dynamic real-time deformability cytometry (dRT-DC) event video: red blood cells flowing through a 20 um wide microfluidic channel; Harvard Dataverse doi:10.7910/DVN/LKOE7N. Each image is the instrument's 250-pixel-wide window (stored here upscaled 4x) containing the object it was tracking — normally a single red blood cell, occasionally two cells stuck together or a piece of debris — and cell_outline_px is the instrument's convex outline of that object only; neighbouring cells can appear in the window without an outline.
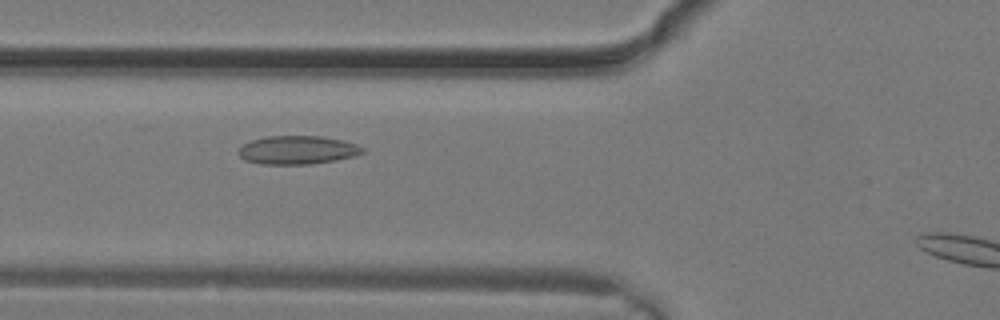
{"species": "common noctule bat (a hibernating species)", "species_latin": "Nyctalus noctula", "temperature_condition": "warm", "stored_images_in_passage": 19, "camera_frame_rate_fps": 3000, "um_per_image_px": 0.085, "animal": {"sex": "male", "body_mass_g": 19.2, "forearm_length_mm": 51.8}, "frame": {"image": 1, "passage_image": 12, "time_ms": 3.667, "image_size_px": [1000, 320], "cell_outline_px": [[364, 152], [352, 156], [336, 160], [312, 164], [260, 164], [244, 160], [236, 152], [244, 144], [252, 140], [268, 136], [320, 136], [340, 140], [356, 144], [364, 148]], "centroid_in_image_um": [25.25, 12.76], "position_along_channel_um": 100.5, "area_um2": 20.46}}
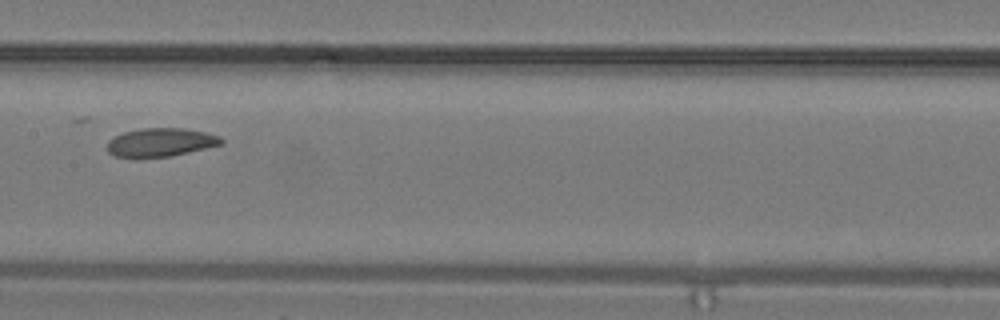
{"frame": {"image": 2, "passage_image": 16, "time_ms": 5.0, "image_size_px": [1000, 320], "cell_outline_px": [[224, 144], [172, 156], [136, 160], [132, 160], [112, 156], [108, 152], [108, 140], [124, 132], [144, 128], [184, 128], [204, 132], [220, 136], [224, 140]], "centroid_in_image_um": [13.62, 12.15], "position_along_channel_um": 193.8, "area_um2": 19.59}}
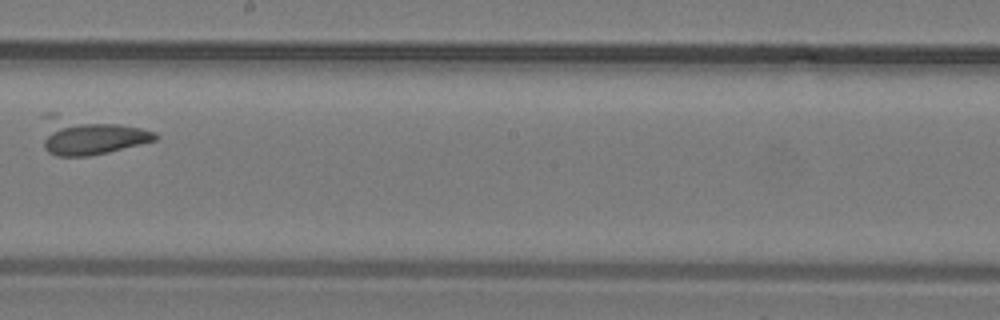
{"frame": {"image": 3, "passage_image": 18, "time_ms": 5.667, "image_size_px": [1000, 320], "cell_outline_px": [[160, 136], [156, 140], [108, 152], [88, 156], [56, 156], [48, 152], [44, 148], [40, 116], [44, 112], [56, 112], [120, 124], [140, 128], [156, 132]], "centroid_in_image_um": [7.51, 11.51], "position_along_channel_um": 240.7, "area_um2": 25.32}}